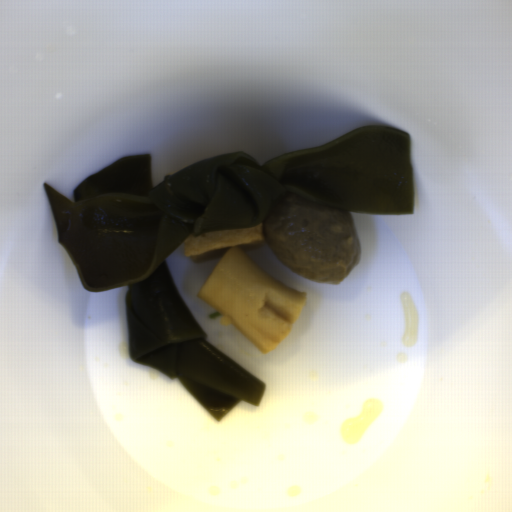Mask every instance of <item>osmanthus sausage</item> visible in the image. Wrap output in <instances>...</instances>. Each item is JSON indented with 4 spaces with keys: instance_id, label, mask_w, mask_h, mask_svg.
<instances>
[{
    "instance_id": "1",
    "label": "osmanthus sausage",
    "mask_w": 512,
    "mask_h": 512,
    "mask_svg": "<svg viewBox=\"0 0 512 512\" xmlns=\"http://www.w3.org/2000/svg\"><path fill=\"white\" fill-rule=\"evenodd\" d=\"M263 240L262 224L214 230L201 236L187 234L183 253L194 261L226 249L202 285L198 296L219 312L222 324H231L263 354L288 336L308 294L273 278L243 249Z\"/></svg>"
}]
</instances>
